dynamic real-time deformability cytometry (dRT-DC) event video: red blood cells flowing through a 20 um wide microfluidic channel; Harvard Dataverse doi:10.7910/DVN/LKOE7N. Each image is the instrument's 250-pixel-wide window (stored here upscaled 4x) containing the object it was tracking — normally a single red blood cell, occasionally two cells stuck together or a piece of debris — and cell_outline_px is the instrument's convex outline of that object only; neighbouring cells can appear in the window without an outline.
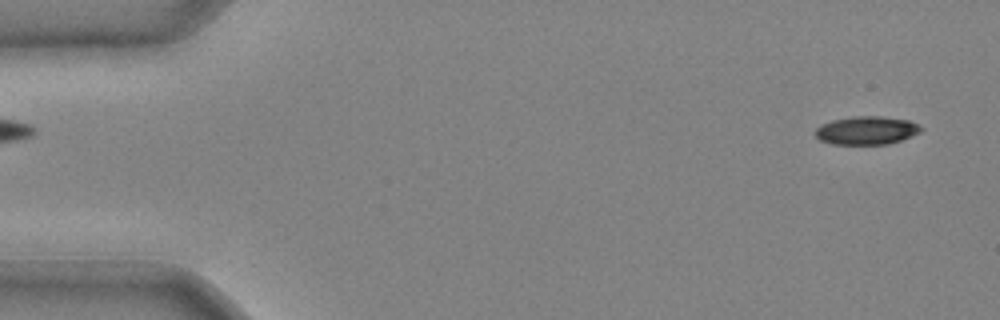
{"species": "common noctule bat (a hibernating species)", "species_latin": "Nyctalus noctula", "temperature_condition": "cold", "stored_images_in_passage": 41, "camera_frame_rate_fps": 3000, "um_per_image_px": 0.085, "animal": {"sex": "male", "body_mass_g": 20.4}, "frame": {"image": 1, "passage_image": 2, "time_ms": 0.333, "image_size_px": [1000, 320], "cell_outline_px": [[924, 128], [920, 132], [912, 136], [888, 144], [832, 144], [820, 140], [816, 136], [816, 128], [832, 120], [852, 116], [880, 116], [908, 120], [920, 124]], "centroid_in_image_um": [73.7, 11.08], "position_along_channel_um": 11.3, "area_um2": 17.4}}
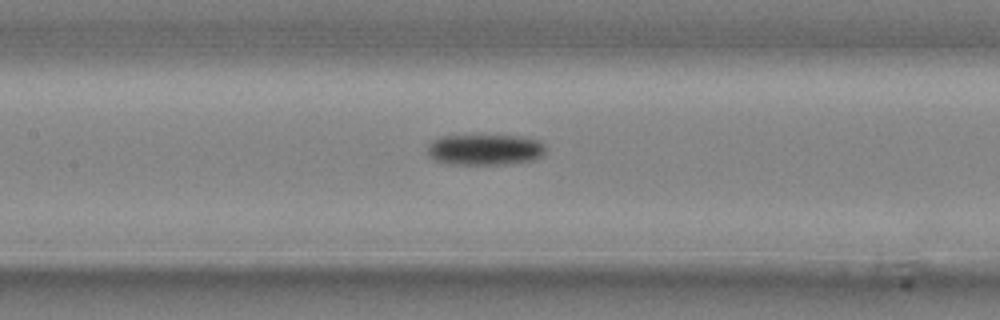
{"frame": {"image": 2, "passage_image": 20, "time_ms": 6.333, "image_size_px": [1000, 320], "cell_outline_px": [[544, 156], [532, 160], [504, 164], [448, 164], [432, 160], [428, 152], [428, 144], [432, 140], [444, 136], [524, 136], [540, 140], [544, 144]], "centroid_in_image_um": [41.23, 12.72], "position_along_channel_um": 166.2, "area_um2": 21.33}}
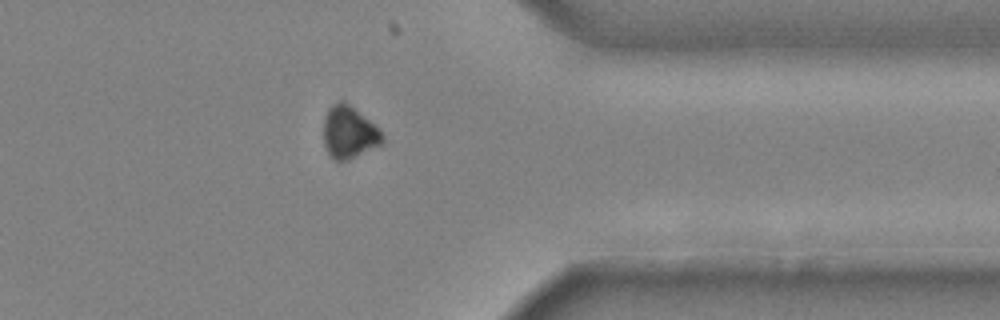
{"frame": {"image": 3, "passage_image": 35, "time_ms": 11.333, "image_size_px": [1000, 320], "cell_outline_px": [[384, 140], [380, 144], [348, 160], [332, 160], [324, 144], [324, 116], [328, 108], [332, 104], [340, 100], [344, 100], [380, 128], [384, 136]], "centroid_in_image_um": [29.66, 11.22], "position_along_channel_um": 381.7, "area_um2": 17.98}}